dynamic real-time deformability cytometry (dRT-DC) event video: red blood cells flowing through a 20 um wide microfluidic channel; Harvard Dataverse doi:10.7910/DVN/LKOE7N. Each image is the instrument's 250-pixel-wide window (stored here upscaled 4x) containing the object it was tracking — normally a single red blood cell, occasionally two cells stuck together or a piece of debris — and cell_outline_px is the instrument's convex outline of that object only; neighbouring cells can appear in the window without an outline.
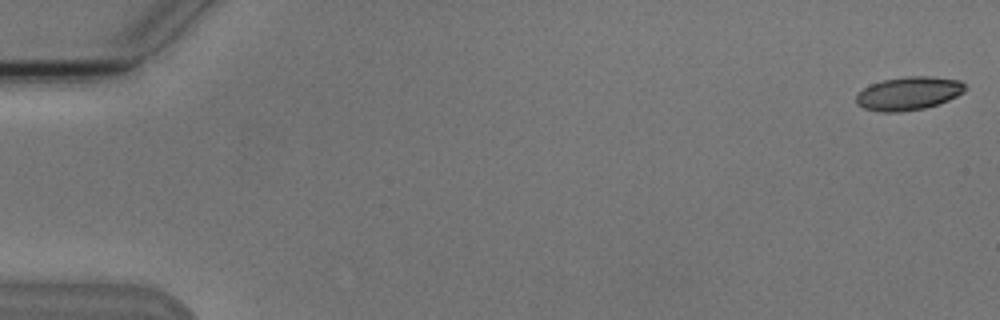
{"species": "Egyptian fruit bat (a non-hibernating species)", "species_latin": "Rousettus aegyptiacus", "temperature_condition": "cold", "stored_images_in_passage": 10, "camera_frame_rate_fps": 3000, "um_per_image_px": 0.085, "animal": {"sex": "male"}, "frame": {"image": 1, "passage_image": 1, "time_ms": 0.0, "image_size_px": [1000, 320], "cell_outline_px": [[964, 92], [948, 100], [924, 108], [900, 112], [880, 112], [864, 108], [856, 104], [856, 96], [864, 88], [872, 84], [884, 80], [904, 76], [932, 76], [960, 80], [964, 84]], "centroid_in_image_um": [77.22, 7.94], "position_along_channel_um": 7.8, "area_um2": 21.04}}
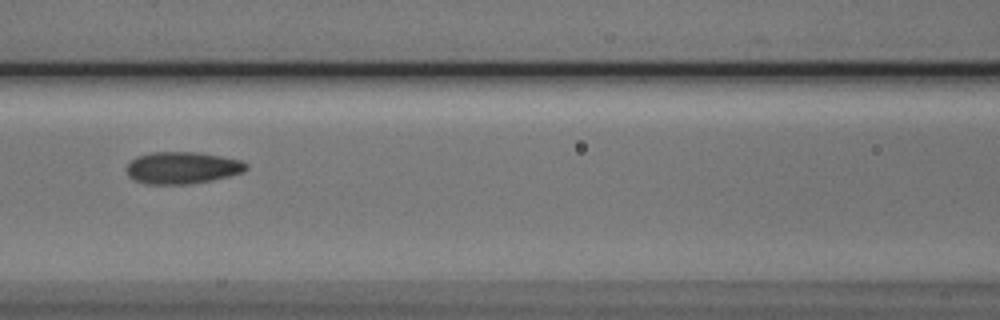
{"frame": {"image": 2, "passage_image": 8, "time_ms": 8.0, "image_size_px": [1000, 320], "cell_outline_px": [[248, 168], [244, 172], [212, 180], [188, 184], [148, 184], [136, 180], [128, 176], [128, 164], [136, 156], [152, 152], [196, 152], [220, 156], [240, 160], [248, 164]], "centroid_in_image_um": [15.51, 14.26], "position_along_channel_um": 151.1, "area_um2": 22.14}}
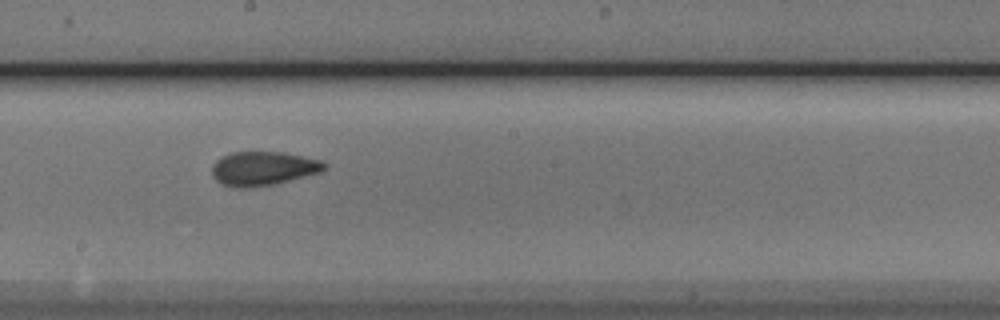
{"frame": {"image": 3, "passage_image": 10, "time_ms": 10.0, "image_size_px": [1000, 320], "cell_outline_px": [[328, 164], [320, 172], [272, 184], [244, 188], [240, 188], [224, 184], [216, 180], [212, 176], [212, 164], [216, 160], [232, 152], [284, 152], [320, 160]], "centroid_in_image_um": [22.35, 14.31], "position_along_channel_um": 225.9, "area_um2": 21.91}}